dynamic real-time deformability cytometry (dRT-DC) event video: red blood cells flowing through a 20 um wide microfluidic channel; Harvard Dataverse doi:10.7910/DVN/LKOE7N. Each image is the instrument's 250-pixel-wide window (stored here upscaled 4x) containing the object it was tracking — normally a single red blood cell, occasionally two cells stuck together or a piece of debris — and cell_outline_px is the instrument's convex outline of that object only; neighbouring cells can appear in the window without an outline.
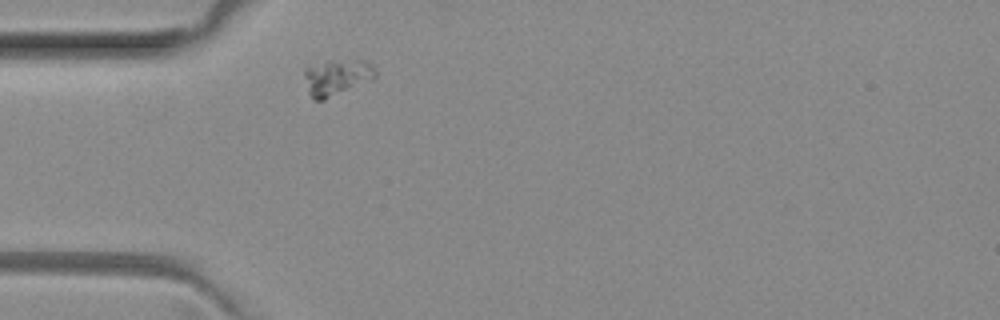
{"species": "common noctule bat (a hibernating species)", "species_latin": "Nyctalus noctula", "temperature_condition": "room temperature", "stored_images_in_passage": 1, "camera_frame_rate_fps": 3000, "um_per_image_px": 0.085, "animal": {"sex": "female", "body_mass_g": 29.2, "forearm_length_mm": 56.3}, "frame": {"image": 1, "passage_image": 1, "time_ms": 0.0, "image_size_px": [1000, 320], "cell_outline_px": [[376, 76], [372, 80], [324, 100], [316, 100], [308, 92], [304, 76], [304, 68], [308, 64], [328, 60], [360, 60], [376, 68]], "centroid_in_image_um": [28.59, 6.55], "position_along_channel_um": 56.4, "area_um2": 15.09}}